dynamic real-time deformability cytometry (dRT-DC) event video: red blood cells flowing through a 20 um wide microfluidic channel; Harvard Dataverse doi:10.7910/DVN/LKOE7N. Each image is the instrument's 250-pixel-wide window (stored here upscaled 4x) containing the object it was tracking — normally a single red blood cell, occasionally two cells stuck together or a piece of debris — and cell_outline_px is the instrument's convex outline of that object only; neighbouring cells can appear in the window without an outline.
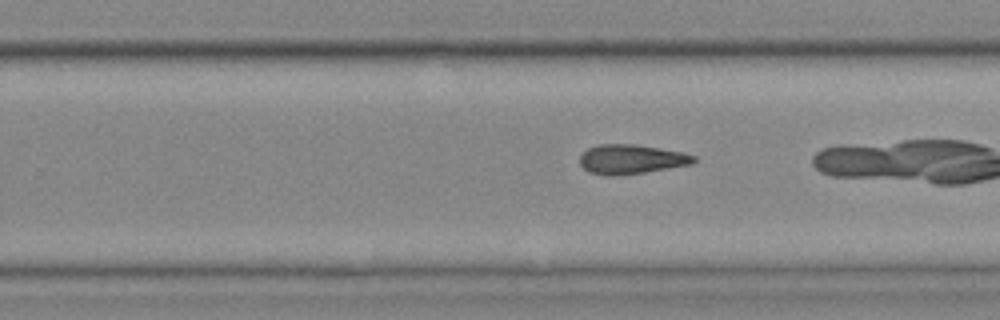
{"species": "common noctule bat (a hibernating species)", "species_latin": "Nyctalus noctula", "temperature_condition": "cold", "stored_images_in_passage": 29, "camera_frame_rate_fps": 3000, "um_per_image_px": 0.085, "animal": {"sex": "female", "body_mass_g": 25.1}, "frame": {"image": 1, "passage_image": 21, "time_ms": 6.667, "image_size_px": [1000, 320], "cell_outline_px": [[696, 160], [692, 164], [644, 172], [616, 176], [608, 176], [588, 172], [580, 164], [580, 156], [588, 148], [600, 144], [632, 144], [660, 148], [680, 152], [696, 156]], "centroid_in_image_um": [53.63, 13.54], "position_along_channel_um": 276.2, "area_um2": 19.42}}